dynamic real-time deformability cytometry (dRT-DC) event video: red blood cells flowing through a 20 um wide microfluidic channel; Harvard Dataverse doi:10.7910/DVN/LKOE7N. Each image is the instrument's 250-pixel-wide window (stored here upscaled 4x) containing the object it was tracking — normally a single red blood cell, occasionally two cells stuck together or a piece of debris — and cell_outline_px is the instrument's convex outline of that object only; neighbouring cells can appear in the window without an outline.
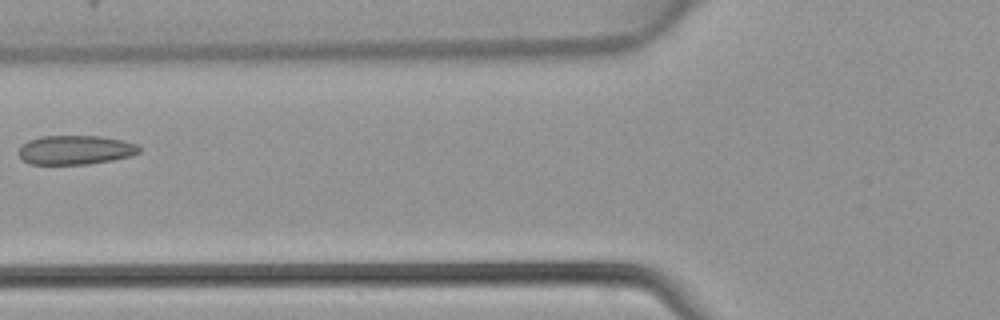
{"species": "common noctule bat (a hibernating species)", "species_latin": "Nyctalus noctula", "temperature_condition": "warm", "stored_images_in_passage": 6, "camera_frame_rate_fps": 3000, "um_per_image_px": 0.085, "animal": {"sex": "female", "body_mass_g": 22.7, "forearm_length_mm": 54.2}, "frame": {"image": 1, "passage_image": 6, "time_ms": 1.667, "image_size_px": [1000, 320], "cell_outline_px": [[140, 152], [132, 156], [112, 160], [88, 164], [28, 164], [16, 152], [20, 144], [28, 140], [40, 136], [100, 136], [120, 140], [136, 144], [140, 148]], "centroid_in_image_um": [6.35, 12.74], "position_along_channel_um": 119.4, "area_um2": 20.63}}